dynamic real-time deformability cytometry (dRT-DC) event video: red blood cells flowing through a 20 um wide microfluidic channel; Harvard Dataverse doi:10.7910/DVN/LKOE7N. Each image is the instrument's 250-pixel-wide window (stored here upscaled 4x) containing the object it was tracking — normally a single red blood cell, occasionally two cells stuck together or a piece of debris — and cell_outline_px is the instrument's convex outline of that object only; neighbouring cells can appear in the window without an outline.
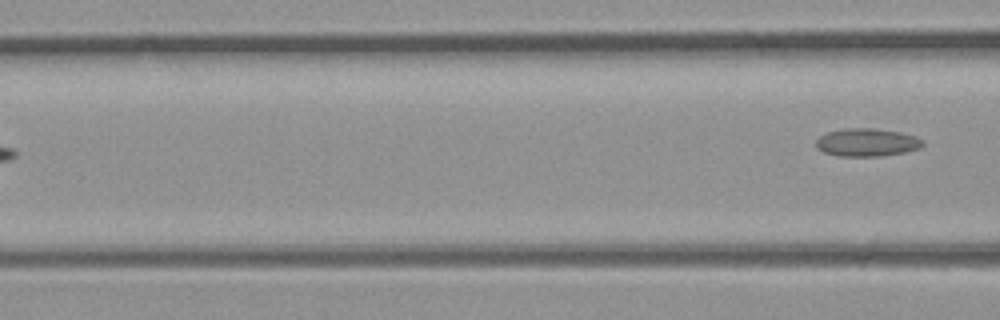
{"species": "common noctule bat (a hibernating species)", "species_latin": "Nyctalus noctula", "temperature_condition": "room temperature", "stored_images_in_passage": 5, "camera_frame_rate_fps": 3000, "um_per_image_px": 0.085, "animal": {"sex": "male", "body_mass_g": 23.1, "forearm_length_mm": 52.7}, "frame": {"image": 1, "passage_image": 5, "time_ms": 1.333, "image_size_px": [1000, 320], "cell_outline_px": [[924, 144], [920, 148], [904, 152], [880, 156], [840, 156], [824, 152], [816, 148], [816, 140], [820, 136], [828, 132], [844, 128], [872, 128], [900, 132], [916, 136], [924, 140]], "centroid_in_image_um": [73.7, 12.1], "position_along_channel_um": 92.9, "area_um2": 17.4}}